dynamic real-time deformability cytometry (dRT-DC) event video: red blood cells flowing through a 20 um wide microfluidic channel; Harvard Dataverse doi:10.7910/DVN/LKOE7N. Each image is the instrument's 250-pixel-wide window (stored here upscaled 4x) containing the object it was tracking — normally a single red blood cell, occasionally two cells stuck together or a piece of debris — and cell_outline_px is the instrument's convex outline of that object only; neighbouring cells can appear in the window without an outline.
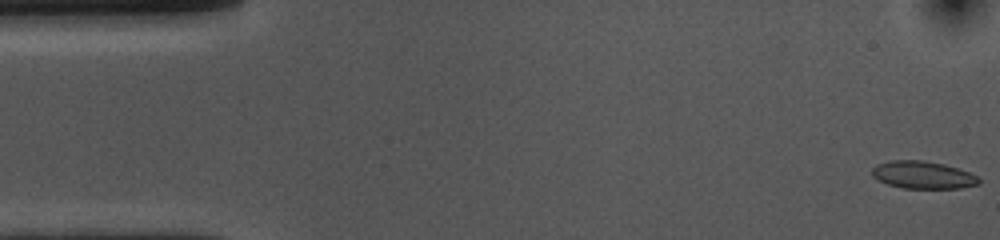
{"species": "common noctule bat (a hibernating species)", "species_latin": "Nyctalus noctula", "temperature_condition": "cold", "stored_images_in_passage": 50, "camera_frame_rate_fps": 3000, "um_per_image_px": 0.085, "animal": {"sex": "female", "body_mass_g": 10.0, "forearm_length_mm": 53.1}, "frame": {"image": 1, "passage_image": 1, "time_ms": 0.0, "image_size_px": [1000, 240], "cell_outline_px": [[980, 184], [960, 188], [904, 188], [888, 184], [872, 176], [872, 168], [876, 164], [892, 160], [920, 160], [944, 164], [968, 172], [976, 176], [980, 180]], "centroid_in_image_um": [78.43, 14.87], "position_along_channel_um": 6.6, "area_um2": 16.94}}
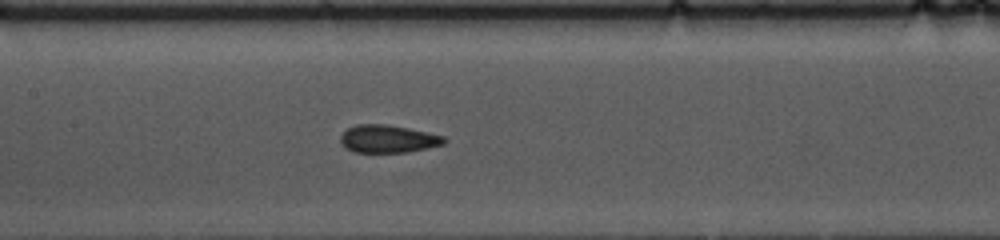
{"frame": {"image": 2, "passage_image": 24, "time_ms": 7.667, "image_size_px": [1000, 240], "cell_outline_px": [[448, 140], [444, 144], [428, 148], [408, 152], [352, 152], [344, 148], [340, 144], [340, 136], [348, 128], [356, 124], [388, 124], [408, 128], [444, 136]], "centroid_in_image_um": [32.96, 11.81], "position_along_channel_um": 174.4, "area_um2": 16.94}}
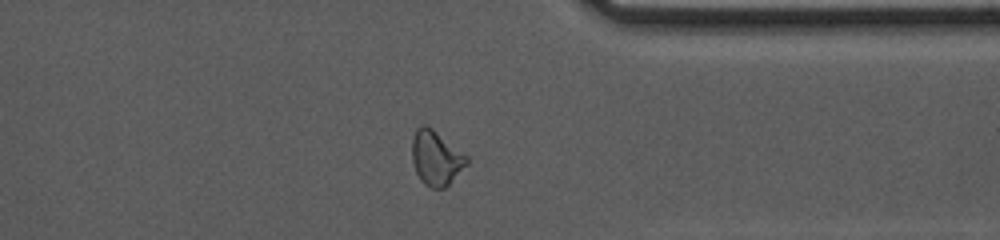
{"frame": {"image": 3, "passage_image": 41, "time_ms": 13.333, "image_size_px": [1000, 240], "cell_outline_px": [[468, 164], [444, 188], [432, 188], [424, 184], [416, 172], [412, 160], [412, 140], [416, 128], [420, 124], [424, 124], [432, 128], [468, 156]], "centroid_in_image_um": [37.06, 13.41], "position_along_channel_um": 374.3, "area_um2": 17.34}, "authors_computed_cell_mechanics": {"area_um2": 17.2244, "velocity_mm_per_s": 3.6755, "shape_relaxation_time_tau1_ms": 5.8417, "shape_relaxation_time_tau2_ms": 1.7933, "deformation_change_tau1": 0.1305, "deformation_change_tau2": 0.0571}}